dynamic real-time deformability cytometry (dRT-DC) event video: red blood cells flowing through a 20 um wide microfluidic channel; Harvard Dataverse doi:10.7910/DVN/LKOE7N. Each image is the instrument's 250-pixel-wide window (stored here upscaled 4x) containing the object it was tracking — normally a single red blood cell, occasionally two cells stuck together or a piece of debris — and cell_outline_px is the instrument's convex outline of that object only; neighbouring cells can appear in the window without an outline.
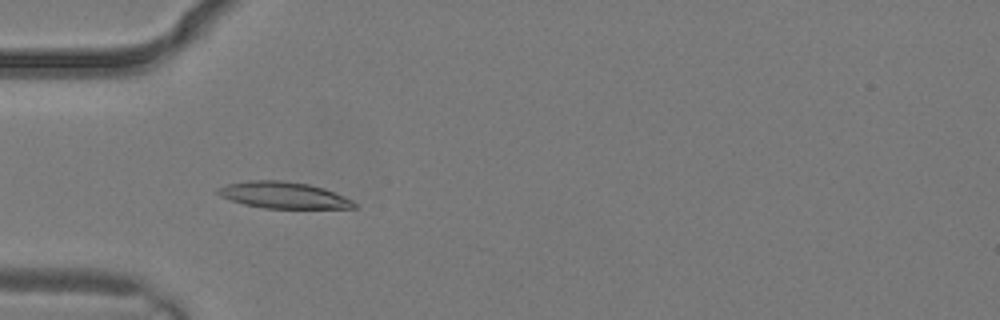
{"species": "common noctule bat (a hibernating species)", "species_latin": "Nyctalus noctula", "temperature_condition": "warm", "stored_images_in_passage": 2, "camera_frame_rate_fps": 3000, "um_per_image_px": 0.085, "animal": {"sex": "male", "body_mass_g": 19.2, "forearm_length_mm": 51.8}, "frame": {"image": 1, "passage_image": 2, "time_ms": 0.333, "image_size_px": [1000, 320], "cell_outline_px": [[356, 208], [264, 208], [244, 204], [220, 196], [216, 192], [216, 188], [228, 184], [248, 180], [284, 180], [308, 184], [324, 188], [344, 196], [352, 200], [356, 204]], "centroid_in_image_um": [24.09, 16.58], "position_along_channel_um": 60.9, "area_um2": 20.98}}